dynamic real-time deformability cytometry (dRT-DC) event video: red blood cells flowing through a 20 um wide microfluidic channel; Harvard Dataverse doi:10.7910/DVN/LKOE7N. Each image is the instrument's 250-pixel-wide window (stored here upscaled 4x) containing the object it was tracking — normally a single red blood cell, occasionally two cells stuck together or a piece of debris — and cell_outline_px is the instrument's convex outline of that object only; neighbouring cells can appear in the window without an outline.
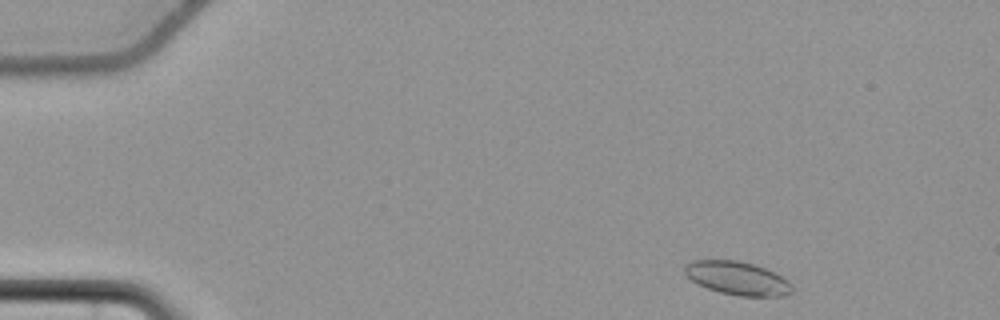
{"species": "common noctule bat (a hibernating species)", "species_latin": "Nyctalus noctula", "temperature_condition": "cold", "stored_images_in_passage": 52, "camera_frame_rate_fps": 3000, "um_per_image_px": 0.085, "animal": {"sex": "female", "body_mass_g": 22.7, "forearm_length_mm": 54.2}, "frame": {"image": 1, "passage_image": 2, "time_ms": 0.333, "image_size_px": [1000, 320], "cell_outline_px": [[792, 292], [784, 296], [740, 296], [720, 292], [708, 288], [692, 280], [684, 272], [684, 264], [692, 260], [736, 260], [752, 264], [776, 272], [788, 280], [792, 284]], "centroid_in_image_um": [62.7, 23.64], "position_along_channel_um": 22.3, "area_um2": 20.87}}
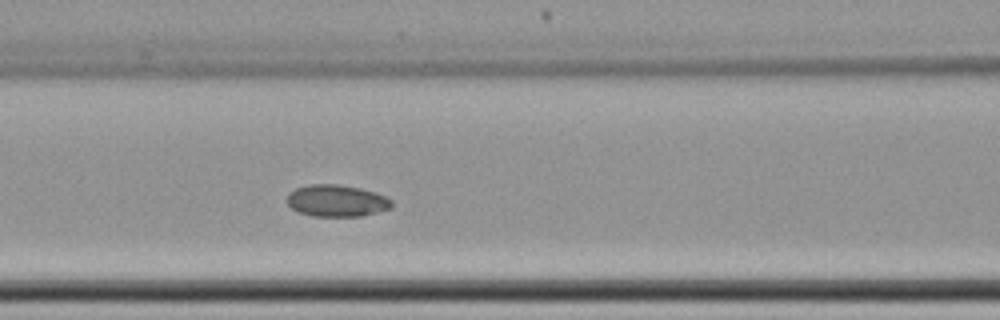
{"frame": {"image": 2, "passage_image": 20, "time_ms": 6.333, "image_size_px": [1000, 320], "cell_outline_px": [[392, 208], [360, 216], [312, 216], [300, 212], [292, 208], [288, 204], [288, 192], [296, 188], [308, 184], [336, 184], [360, 188], [376, 192], [392, 200]], "centroid_in_image_um": [28.62, 17.05], "position_along_channel_um": 138.0, "area_um2": 19.36}}
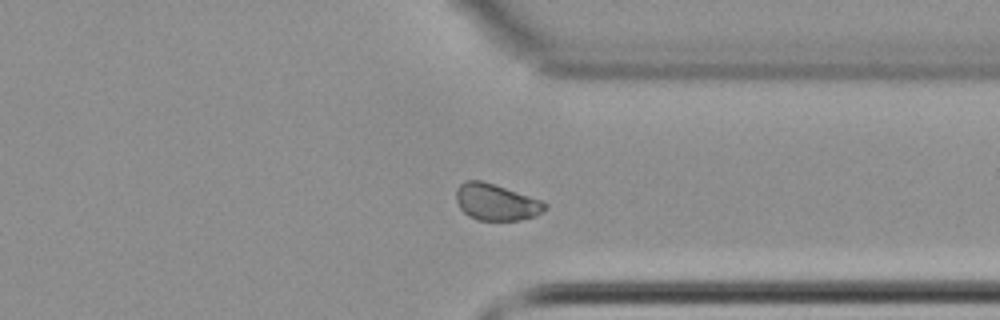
{"frame": {"image": 3, "passage_image": 39, "time_ms": 12.667, "image_size_px": [1000, 320], "cell_outline_px": [[548, 208], [536, 216], [520, 220], [476, 220], [468, 216], [460, 208], [456, 200], [456, 188], [464, 180], [480, 180], [540, 200], [548, 204]], "centroid_in_image_um": [42.15, 17.2], "position_along_channel_um": 369.2, "area_um2": 18.79}, "authors_computed_cell_mechanics": {"area_um2": 19.4208, "velocity_mm_per_s": 3.6449, "shape_relaxation_time_tau1_ms": null, "shape_relaxation_time_tau2_ms": 2.3504, "deformation_change_tau1": null, "deformation_change_tau2": 0.0423}}